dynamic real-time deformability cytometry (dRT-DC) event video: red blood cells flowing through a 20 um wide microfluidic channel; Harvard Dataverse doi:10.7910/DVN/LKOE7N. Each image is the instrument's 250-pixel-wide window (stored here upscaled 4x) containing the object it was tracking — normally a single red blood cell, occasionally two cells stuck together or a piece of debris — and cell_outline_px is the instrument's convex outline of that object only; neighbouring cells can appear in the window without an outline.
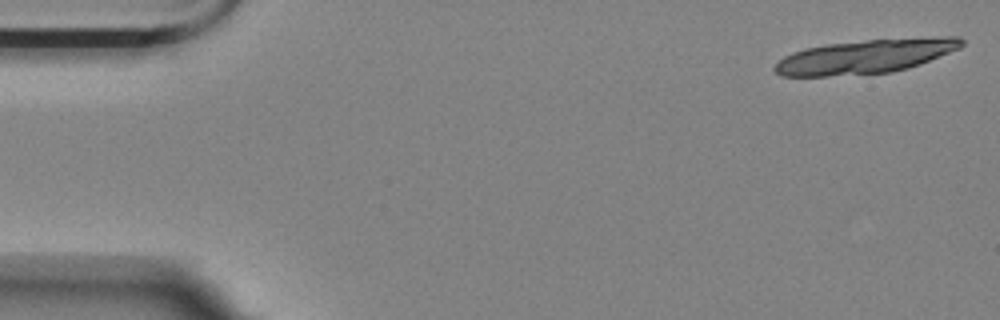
{"species": "Egyptian fruit bat (a non-hibernating species)", "species_latin": "Rousettus aegyptiacus", "temperature_condition": "room temperature", "stored_images_in_passage": 14, "camera_frame_rate_fps": 3000, "um_per_image_px": 0.085, "animal": {"sex": "female"}, "frame": {"image": 1, "passage_image": 1, "time_ms": 0.0, "image_size_px": [1000, 320], "cell_outline_px": [[964, 44], [960, 48], [920, 64], [908, 68], [892, 72], [828, 76], [780, 76], [772, 68], [784, 56], [792, 52], [804, 48], [828, 44], [868, 40], [944, 36], [960, 36], [964, 40]], "centroid_in_image_um": [73.58, 4.79], "position_along_channel_um": 11.4, "area_um2": 36.99}}
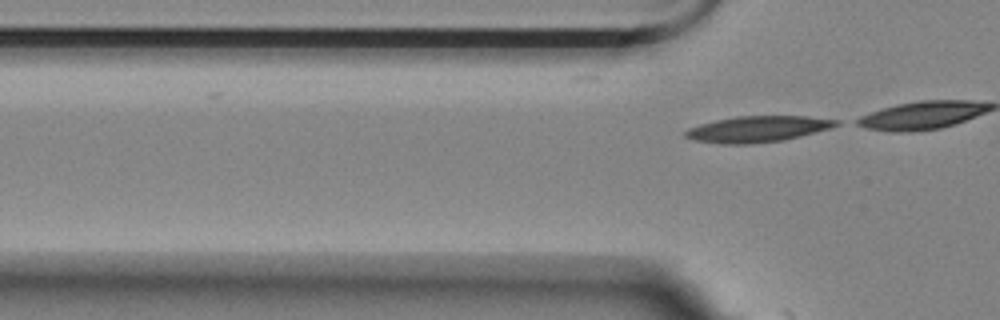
{"frame": {"image": 2, "passage_image": 14, "time_ms": 4.333, "image_size_px": [1000, 320], "cell_outline_px": [[840, 124], [832, 128], [784, 140], [752, 144], [720, 144], [696, 140], [684, 136], [684, 132], [688, 128], [700, 124], [716, 120], [736, 116], [808, 116], [840, 120]], "centroid_in_image_um": [64.43, 10.97], "position_along_channel_um": 61.4, "area_um2": 23.0}}